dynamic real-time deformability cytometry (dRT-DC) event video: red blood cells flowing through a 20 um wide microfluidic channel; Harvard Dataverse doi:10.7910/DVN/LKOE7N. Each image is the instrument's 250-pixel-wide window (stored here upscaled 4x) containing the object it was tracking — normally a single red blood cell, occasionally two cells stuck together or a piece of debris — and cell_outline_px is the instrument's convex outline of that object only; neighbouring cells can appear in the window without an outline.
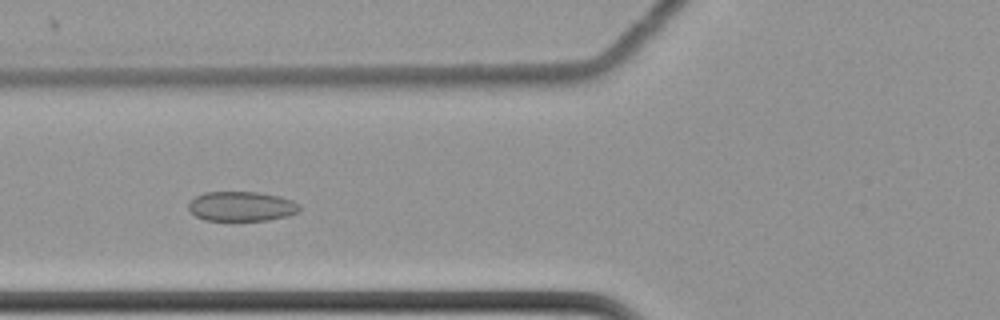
{"species": "common noctule bat (a hibernating species)", "species_latin": "Nyctalus noctula", "temperature_condition": "cold", "stored_images_in_passage": 58, "camera_frame_rate_fps": 3000, "um_per_image_px": 0.085, "animal": {"sex": "female", "body_mass_g": 22.7, "forearm_length_mm": 54.2}, "frame": {"image": 1, "passage_image": 22, "time_ms": 7.0, "image_size_px": [1000, 320], "cell_outline_px": [[300, 212], [288, 216], [268, 220], [204, 220], [196, 216], [188, 208], [188, 204], [196, 196], [204, 192], [260, 192], [280, 196], [292, 200], [300, 204]], "centroid_in_image_um": [20.57, 17.53], "position_along_channel_um": 105.2, "area_um2": 19.31}}
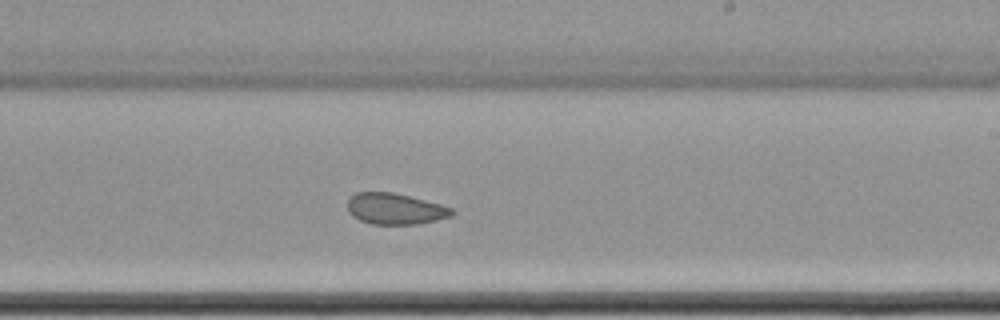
{"frame": {"image": 2, "passage_image": 35, "time_ms": 11.333, "image_size_px": [1000, 320], "cell_outline_px": [[456, 212], [452, 216], [436, 220], [416, 224], [372, 224], [360, 220], [352, 216], [348, 212], [348, 200], [356, 192], [392, 192], [440, 204], [452, 208]], "centroid_in_image_um": [33.58, 17.75], "position_along_channel_um": 255.4, "area_um2": 18.84}}
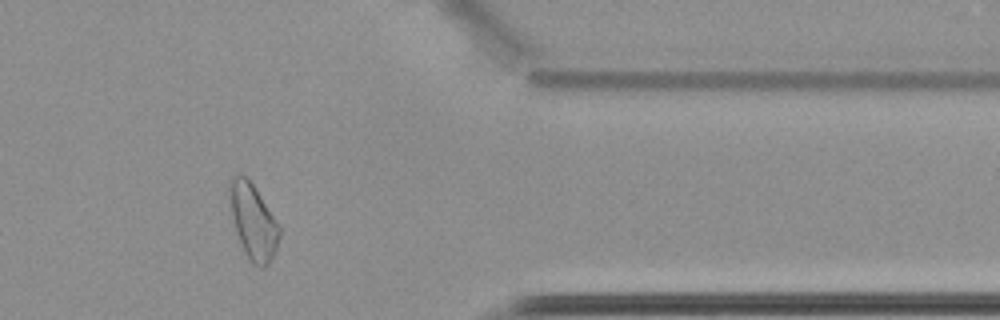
{"frame": {"image": 3, "passage_image": 48, "time_ms": 15.667, "image_size_px": [1000, 320], "cell_outline_px": [[280, 236], [276, 252], [272, 260], [264, 268], [260, 268], [252, 264], [236, 232], [232, 216], [228, 196], [228, 184], [232, 176], [236, 172], [244, 176], [252, 184], [280, 228]], "centroid_in_image_um": [21.5, 18.84], "position_along_channel_um": 389.9, "area_um2": 21.56}, "authors_computed_cell_mechanics": {"area_um2": 21.2704, "velocity_mm_per_s": 3.467, "shape_relaxation_time_tau1_ms": 10.0363, "shape_relaxation_time_tau2_ms": 2.4822, "deformation_change_tau1": 0.081, "deformation_change_tau2": 0.0767}}